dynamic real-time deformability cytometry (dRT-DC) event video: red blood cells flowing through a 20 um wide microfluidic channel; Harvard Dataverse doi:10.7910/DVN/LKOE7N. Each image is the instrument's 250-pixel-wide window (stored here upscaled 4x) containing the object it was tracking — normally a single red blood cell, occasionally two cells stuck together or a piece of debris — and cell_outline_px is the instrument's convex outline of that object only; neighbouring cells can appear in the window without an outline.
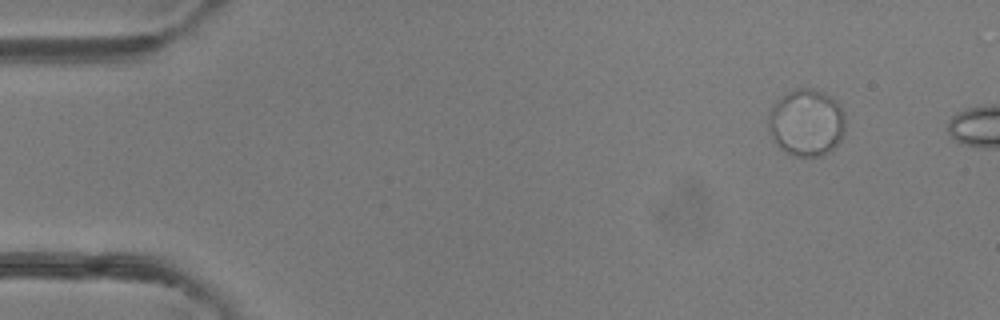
{"species": "common noctule bat (a hibernating species)", "species_latin": "Nyctalus noctula", "temperature_condition": "room temperature", "stored_images_in_passage": 5, "camera_frame_rate_fps": 3000, "um_per_image_px": 0.085, "animal": {"sex": "female"}, "frame": {"image": 1, "passage_image": 1, "time_ms": 0.0, "image_size_px": [1000, 320], "cell_outline_px": [[844, 132], [840, 140], [828, 152], [820, 156], [796, 156], [784, 152], [780, 148], [772, 136], [768, 124], [768, 116], [772, 108], [784, 96], [796, 88], [812, 88], [836, 100], [840, 104], [844, 112]], "centroid_in_image_um": [68.57, 10.44], "position_along_channel_um": 16.4, "area_um2": 29.59}}